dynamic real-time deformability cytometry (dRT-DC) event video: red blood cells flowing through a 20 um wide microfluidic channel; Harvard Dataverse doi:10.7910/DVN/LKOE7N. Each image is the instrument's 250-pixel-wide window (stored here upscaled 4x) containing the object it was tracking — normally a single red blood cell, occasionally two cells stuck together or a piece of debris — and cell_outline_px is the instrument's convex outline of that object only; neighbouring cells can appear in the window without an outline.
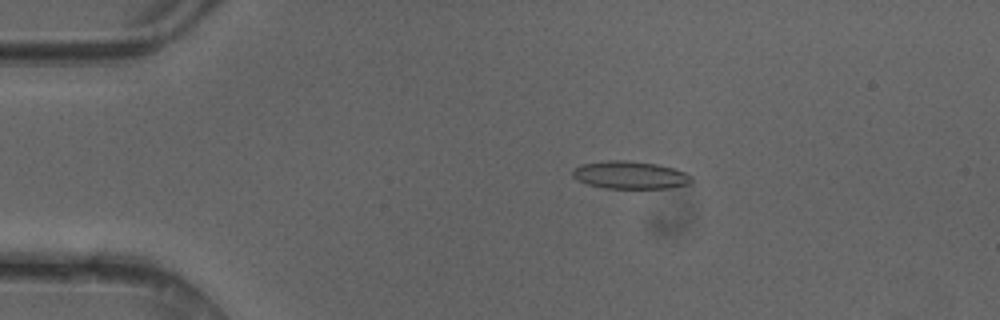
{"species": "common noctule bat (a hibernating species)", "species_latin": "Nyctalus noctula", "temperature_condition": "cold", "stored_images_in_passage": 49, "camera_frame_rate_fps": 3000, "um_per_image_px": 0.085, "animal": {"sex": "female"}, "frame": {"image": 1, "passage_image": 10, "time_ms": 3.0, "image_size_px": [1000, 320], "cell_outline_px": [[692, 184], [668, 188], [604, 188], [588, 184], [572, 176], [572, 172], [580, 164], [608, 160], [624, 160], [660, 164], [684, 172], [692, 176]], "centroid_in_image_um": [53.59, 14.87], "position_along_channel_um": 31.4, "area_um2": 19.19}}
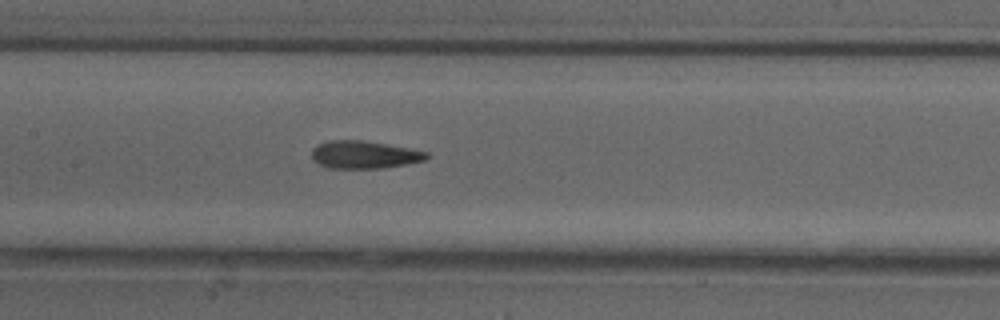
{"frame": {"image": 2, "passage_image": 24, "time_ms": 7.667, "image_size_px": [1000, 320], "cell_outline_px": [[432, 156], [424, 160], [384, 168], [328, 168], [312, 160], [312, 148], [316, 144], [328, 140], [360, 140], [408, 148], [428, 152]], "centroid_in_image_um": [30.92, 13.15], "position_along_channel_um": 176.5, "area_um2": 18.5}}
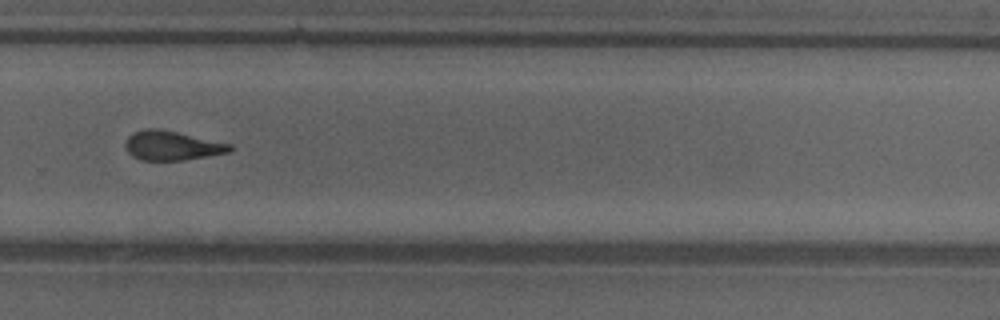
{"frame": {"image": 3, "passage_image": 34, "time_ms": 11.0, "image_size_px": [1000, 320], "cell_outline_px": [[232, 148], [228, 152], [184, 160], [140, 160], [132, 156], [128, 152], [124, 144], [128, 136], [132, 132], [144, 128], [160, 128], [232, 144]], "centroid_in_image_um": [14.56, 12.36], "position_along_channel_um": 315.2, "area_um2": 17.92}, "authors_computed_cell_mechanics": {"area_um2": 18.496, "velocity_mm_per_s": 4.1888, "shape_relaxation_time_tau1_ms": 9.3125, "shape_relaxation_time_tau2_ms": 2.5806, "deformation_change_tau1": 0.2235, "deformation_change_tau2": 0.1071}}